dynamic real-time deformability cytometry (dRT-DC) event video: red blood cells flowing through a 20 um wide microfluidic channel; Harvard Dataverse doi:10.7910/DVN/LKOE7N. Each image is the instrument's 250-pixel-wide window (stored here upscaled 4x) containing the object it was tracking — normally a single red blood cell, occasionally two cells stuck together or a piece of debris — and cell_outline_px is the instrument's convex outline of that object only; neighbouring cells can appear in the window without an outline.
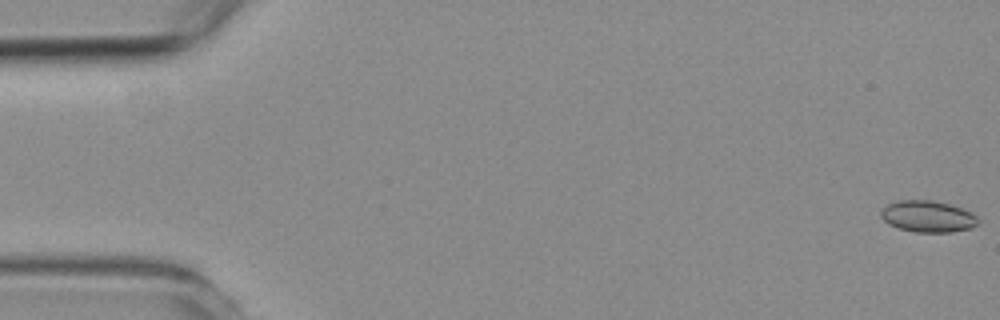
{"species": "common noctule bat (a hibernating species)", "species_latin": "Nyctalus noctula", "temperature_condition": "room temperature", "stored_images_in_passage": 8, "camera_frame_rate_fps": 3000, "um_per_image_px": 0.085, "animal": {"sex": "female", "body_mass_g": 19.3, "forearm_length_mm": 54.1}, "frame": {"image": 1, "passage_image": 1, "time_ms": 0.0, "image_size_px": [1000, 320], "cell_outline_px": [[980, 224], [972, 228], [952, 232], [916, 232], [900, 228], [888, 224], [880, 216], [880, 212], [888, 204], [900, 200], [932, 200], [964, 208], [972, 212], [980, 220]], "centroid_in_image_um": [78.92, 18.4], "position_along_channel_um": 6.1, "area_um2": 17.98}}